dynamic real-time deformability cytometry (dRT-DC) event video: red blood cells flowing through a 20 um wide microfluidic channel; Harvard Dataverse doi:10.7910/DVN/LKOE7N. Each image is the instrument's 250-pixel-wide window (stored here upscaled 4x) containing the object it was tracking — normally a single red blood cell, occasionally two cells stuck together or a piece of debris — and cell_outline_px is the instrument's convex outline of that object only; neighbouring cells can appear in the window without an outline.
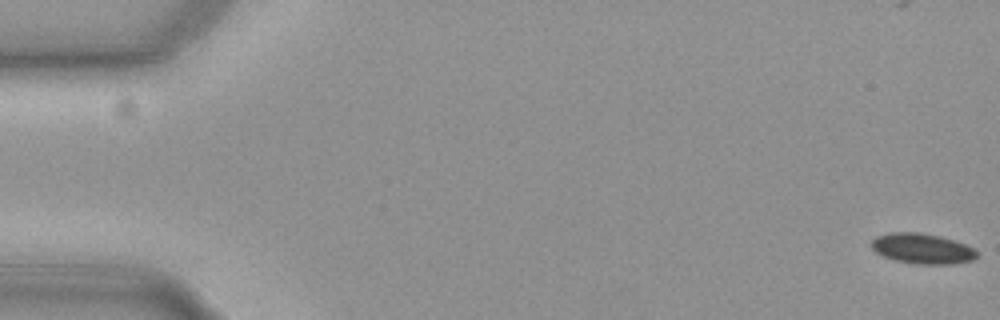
{"species": "common noctule bat (a hibernating species)", "species_latin": "Nyctalus noctula", "temperature_condition": "cold", "stored_images_in_passage": 57, "camera_frame_rate_fps": 3000, "um_per_image_px": 0.085, "animal": {"sex": "female", "body_mass_g": 19.3, "forearm_length_mm": 54.1}, "frame": {"image": 1, "passage_image": 1, "time_ms": 0.0, "image_size_px": [1000, 320], "cell_outline_px": [[976, 256], [972, 260], [952, 264], [916, 264], [896, 260], [884, 256], [876, 252], [872, 248], [872, 240], [876, 236], [888, 232], [916, 232], [940, 236], [964, 244], [972, 248], [976, 252]], "centroid_in_image_um": [78.35, 21.12], "position_along_channel_um": 6.6, "area_um2": 18.38}}
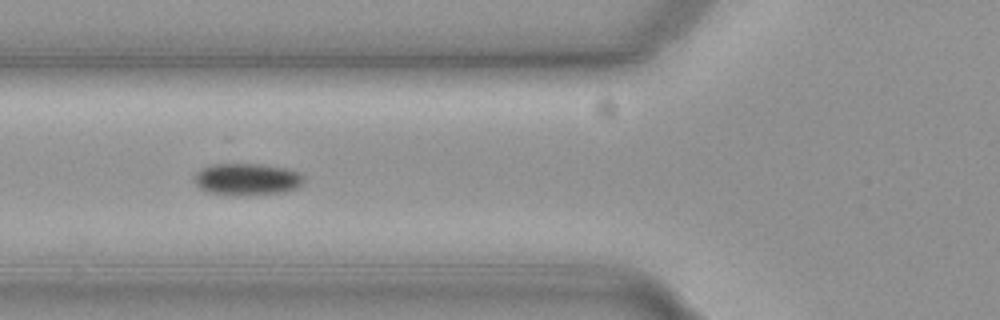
{"frame": {"image": 2, "passage_image": 22, "time_ms": 7.0, "image_size_px": [1000, 320], "cell_outline_px": [[304, 180], [296, 188], [284, 192], [248, 196], [228, 196], [204, 192], [196, 184], [196, 172], [212, 164], [260, 164], [284, 168], [296, 172], [304, 176]], "centroid_in_image_um": [20.97, 15.27], "position_along_channel_um": 104.8, "area_um2": 20.52}}
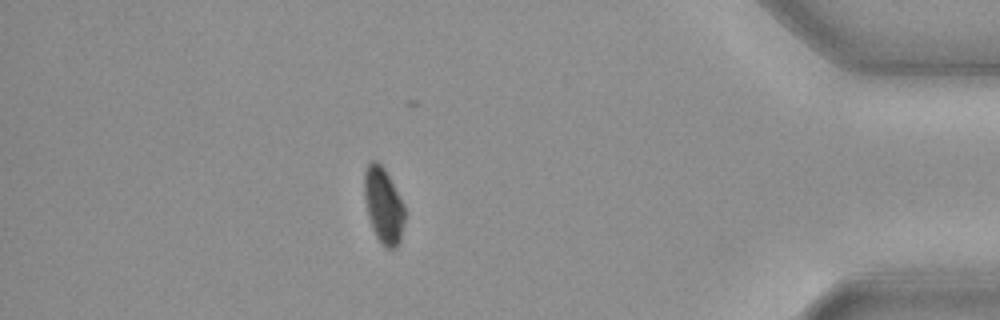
{"frame": {"image": 3, "passage_image": 50, "time_ms": 16.333, "image_size_px": [1000, 320], "cell_outline_px": [[404, 220], [400, 240], [396, 248], [388, 248], [376, 236], [372, 228], [368, 216], [364, 196], [364, 172], [368, 164], [372, 160], [376, 160], [384, 168], [404, 204]], "centroid_in_image_um": [32.58, 17.43], "position_along_channel_um": 402.6, "area_um2": 17.57}, "authors_computed_cell_mechanics": {"area_um2": 18.9584, "velocity_mm_per_s": 3.6883, "shape_relaxation_time_tau1_ms": 2.5972, "shape_relaxation_time_tau2_ms": null, "deformation_change_tau1": 0.0802, "deformation_change_tau2": null}}